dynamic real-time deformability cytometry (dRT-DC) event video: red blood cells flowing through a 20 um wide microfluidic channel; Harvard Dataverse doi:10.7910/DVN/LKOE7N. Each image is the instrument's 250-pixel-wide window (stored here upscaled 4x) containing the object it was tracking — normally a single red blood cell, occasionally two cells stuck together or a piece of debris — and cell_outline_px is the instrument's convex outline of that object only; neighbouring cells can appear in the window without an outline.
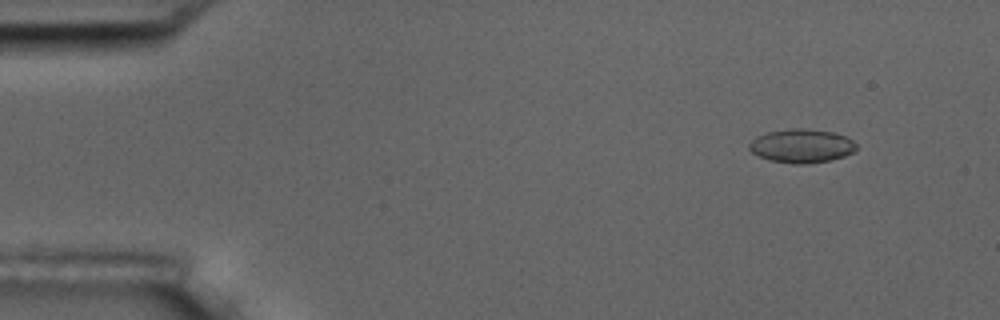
{"species": "common noctule bat (a hibernating species)", "species_latin": "Nyctalus noctula", "temperature_condition": "room temperature", "stored_images_in_passage": 4, "camera_frame_rate_fps": 3000, "um_per_image_px": 0.085, "animal": {"sex": "male", "body_mass_g": 17.5, "forearm_length_mm": 52.3}, "frame": {"image": 1, "passage_image": 1, "time_ms": 0.0, "image_size_px": [1000, 320], "cell_outline_px": [[856, 148], [852, 152], [844, 156], [828, 160], [804, 164], [792, 164], [772, 160], [760, 156], [752, 152], [748, 148], [748, 144], [756, 136], [768, 132], [788, 128], [804, 128], [836, 132], [852, 140], [856, 144]], "centroid_in_image_um": [68.12, 12.38], "position_along_channel_um": 16.9, "area_um2": 20.98}}
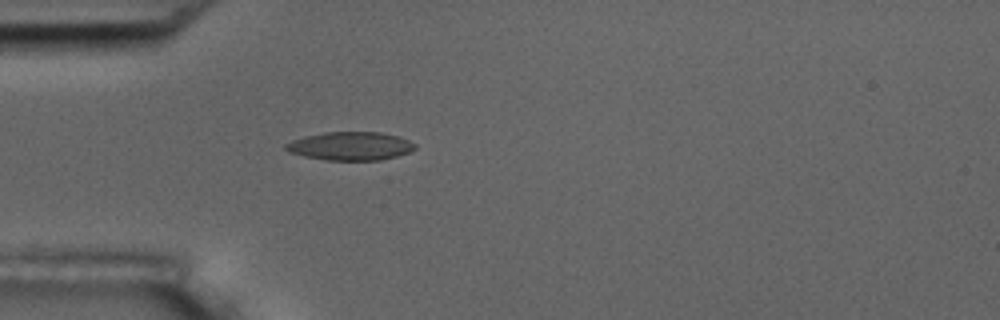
{"frame": {"image": 2, "passage_image": 4, "time_ms": 1.0, "image_size_px": [1000, 320], "cell_outline_px": [[416, 148], [408, 152], [396, 156], [380, 160], [324, 160], [304, 156], [288, 152], [284, 148], [284, 144], [292, 140], [304, 136], [324, 132], [380, 132], [400, 136], [416, 144]], "centroid_in_image_um": [29.76, 12.41], "position_along_channel_um": 55.2, "area_um2": 21.5}}